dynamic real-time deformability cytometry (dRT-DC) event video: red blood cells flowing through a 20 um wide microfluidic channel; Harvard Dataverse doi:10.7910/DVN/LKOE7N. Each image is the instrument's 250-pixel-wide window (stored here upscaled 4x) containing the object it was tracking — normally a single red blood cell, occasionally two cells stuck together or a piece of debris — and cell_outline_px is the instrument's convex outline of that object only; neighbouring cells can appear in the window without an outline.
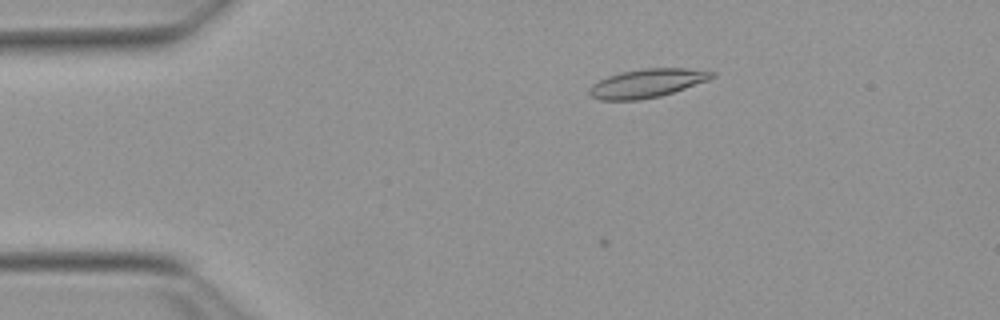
{"species": "Egyptian fruit bat (a non-hibernating species)", "species_latin": "Rousettus aegyptiacus", "temperature_condition": "warm", "stored_images_in_passage": 3, "camera_frame_rate_fps": 3000, "um_per_image_px": 0.085, "animal": {"sex": "female"}, "frame": {"image": 1, "passage_image": 3, "time_ms": 0.667, "image_size_px": [1000, 320], "cell_outline_px": [[716, 76], [708, 80], [660, 96], [640, 100], [600, 100], [592, 96], [588, 92], [588, 88], [592, 84], [608, 76], [620, 72], [644, 68], [688, 68], [716, 72]], "centroid_in_image_um": [54.99, 7.07], "position_along_channel_um": 30.0, "area_um2": 20.4}}